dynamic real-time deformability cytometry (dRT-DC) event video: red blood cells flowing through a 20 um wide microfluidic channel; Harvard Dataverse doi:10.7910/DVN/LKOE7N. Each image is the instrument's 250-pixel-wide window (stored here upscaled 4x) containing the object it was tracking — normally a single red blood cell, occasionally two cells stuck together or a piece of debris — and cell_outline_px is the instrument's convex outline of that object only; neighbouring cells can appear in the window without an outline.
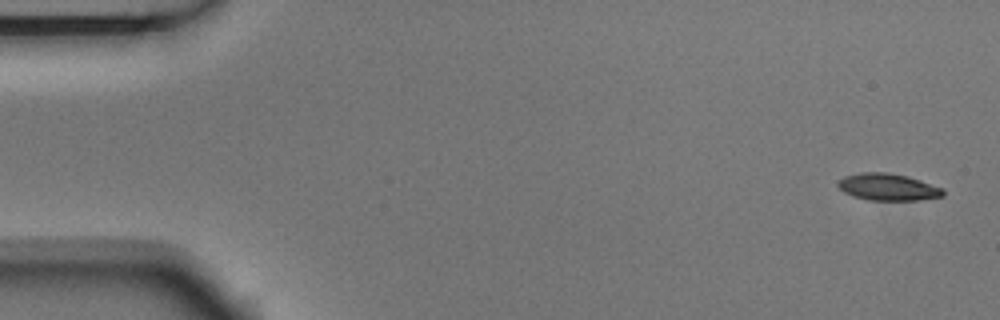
{"species": "Egyptian fruit bat (a non-hibernating species)", "species_latin": "Rousettus aegyptiacus", "temperature_condition": "room temperature", "stored_images_in_passage": 9, "camera_frame_rate_fps": 3000, "um_per_image_px": 0.085, "animal": {"sex": "male"}, "frame": {"image": 1, "passage_image": 1, "time_ms": 0.0, "image_size_px": [1000, 320], "cell_outline_px": [[944, 196], [920, 200], [868, 200], [852, 196], [844, 192], [836, 184], [844, 176], [860, 172], [888, 172], [908, 176], [944, 188]], "centroid_in_image_um": [75.49, 15.89], "position_along_channel_um": 9.5, "area_um2": 16.65}}
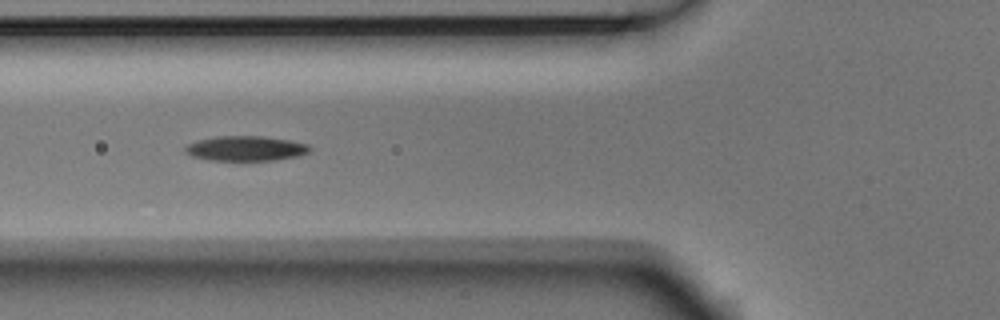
{"frame": {"image": 2, "passage_image": 6, "time_ms": 1.667, "image_size_px": [1000, 320], "cell_outline_px": [[312, 148], [308, 152], [296, 156], [272, 160], [208, 160], [192, 156], [184, 152], [184, 148], [188, 144], [196, 140], [216, 136], [264, 136], [288, 140], [308, 144]], "centroid_in_image_um": [20.84, 12.61], "position_along_channel_um": 105.0, "area_um2": 18.03}}
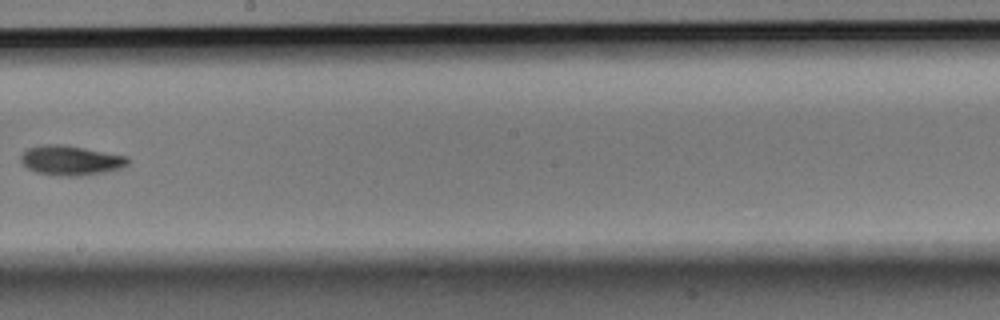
{"frame": {"image": 3, "passage_image": 9, "time_ms": 2.667, "image_size_px": [1000, 320], "cell_outline_px": [[128, 164], [120, 168], [104, 172], [80, 176], [64, 176], [36, 172], [20, 164], [20, 156], [28, 148], [40, 144], [64, 144], [128, 156]], "centroid_in_image_um": [5.98, 13.62], "position_along_channel_um": 242.2, "area_um2": 18.61}}